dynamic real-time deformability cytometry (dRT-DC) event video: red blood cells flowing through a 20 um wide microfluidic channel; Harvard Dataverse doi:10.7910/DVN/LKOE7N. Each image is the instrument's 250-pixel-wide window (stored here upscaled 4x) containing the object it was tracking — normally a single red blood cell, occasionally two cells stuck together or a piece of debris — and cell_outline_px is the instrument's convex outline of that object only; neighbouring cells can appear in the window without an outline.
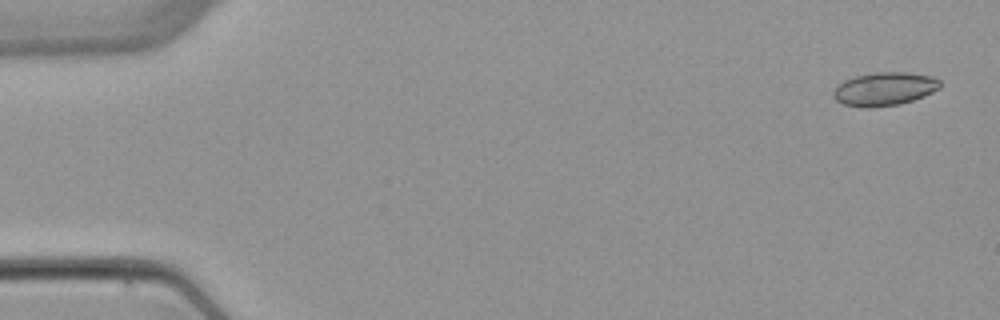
{"species": "common noctule bat (a hibernating species)", "species_latin": "Nyctalus noctula", "temperature_condition": "warm", "stored_images_in_passage": 5, "camera_frame_rate_fps": 3000, "um_per_image_px": 0.085, "animal": {"sex": "female", "body_mass_g": 22.7, "forearm_length_mm": 54.2}, "frame": {"image": 1, "passage_image": 1, "time_ms": 0.0, "image_size_px": [1000, 320], "cell_outline_px": [[940, 88], [924, 96], [900, 104], [872, 108], [860, 108], [844, 104], [836, 100], [832, 96], [832, 92], [844, 80], [856, 76], [876, 72], [908, 72], [932, 76], [940, 80]], "centroid_in_image_um": [75.18, 7.57], "position_along_channel_um": 9.8, "area_um2": 20.87}}
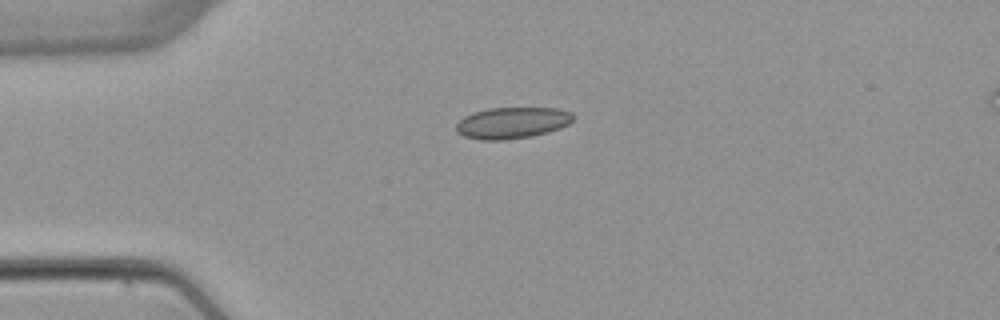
{"frame": {"image": 2, "passage_image": 4, "time_ms": 3.667, "image_size_px": [1000, 320], "cell_outline_px": [[572, 120], [568, 124], [560, 128], [548, 132], [532, 136], [504, 140], [484, 140], [464, 136], [456, 132], [456, 124], [464, 116], [472, 112], [488, 108], [556, 108], [572, 112]], "centroid_in_image_um": [43.51, 10.44], "position_along_channel_um": 41.5, "area_um2": 21.39}}